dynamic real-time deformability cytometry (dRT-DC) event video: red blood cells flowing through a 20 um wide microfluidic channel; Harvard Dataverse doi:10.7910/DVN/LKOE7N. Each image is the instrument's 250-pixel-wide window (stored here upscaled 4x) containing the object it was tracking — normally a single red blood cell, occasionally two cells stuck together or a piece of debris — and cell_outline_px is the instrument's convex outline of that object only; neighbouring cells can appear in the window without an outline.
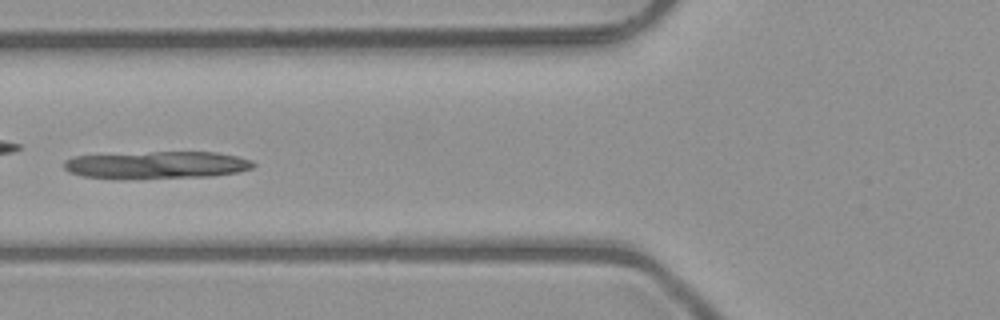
{"species": "common noctule bat (a hibernating species)", "species_latin": "Nyctalus noctula", "temperature_condition": "room temperature", "stored_images_in_passage": 25, "camera_frame_rate_fps": 3000, "um_per_image_px": 0.085, "animal": {"sex": "male", "body_mass_g": 23.1, "forearm_length_mm": 52.7}, "frame": {"image": 1, "passage_image": 4, "time_ms": 1.0, "image_size_px": [1000, 320], "cell_outline_px": [[256, 164], [252, 168], [240, 172], [212, 176], [112, 180], [84, 176], [68, 172], [64, 168], [64, 160], [72, 156], [152, 152], [216, 152], [236, 156], [252, 160]], "centroid_in_image_um": [13.29, 14.04], "position_along_channel_um": 112.5, "area_um2": 30.75}}
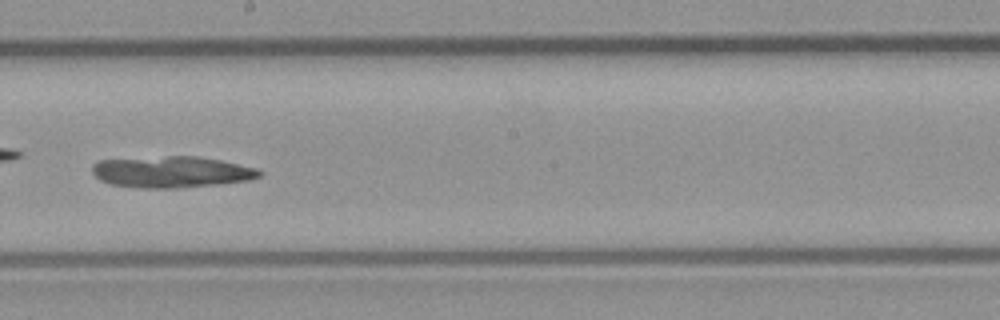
{"frame": {"image": 2, "passage_image": 13, "time_ms": 4.0, "image_size_px": [1000, 320], "cell_outline_px": [[264, 172], [260, 176], [248, 180], [220, 184], [176, 188], [140, 188], [108, 184], [100, 180], [92, 172], [92, 164], [100, 160], [168, 156], [200, 156], [220, 160], [256, 168]], "centroid_in_image_um": [14.57, 14.62], "position_along_channel_um": 233.6, "area_um2": 30.63}}
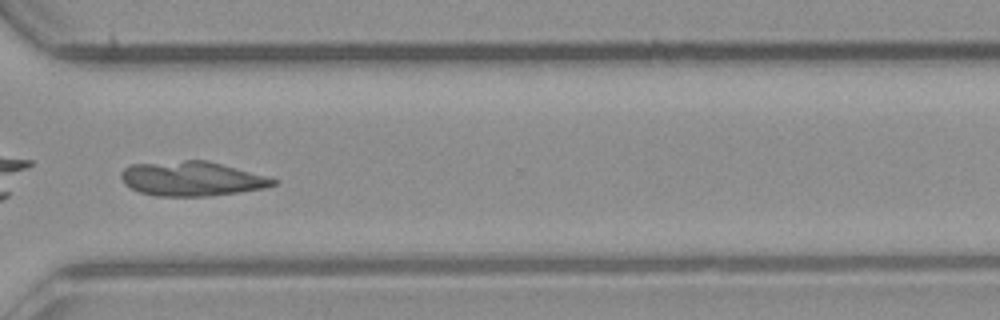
{"frame": {"image": 3, "passage_image": 22, "time_ms": 7.0, "image_size_px": [1000, 320], "cell_outline_px": [[280, 180], [276, 184], [264, 188], [240, 192], [212, 196], [156, 196], [140, 192], [124, 184], [120, 176], [120, 172], [124, 168], [132, 164], [184, 160], [204, 160], [268, 176]], "centroid_in_image_um": [16.31, 15.19], "position_along_channel_um": 354.3, "area_um2": 30.63}}